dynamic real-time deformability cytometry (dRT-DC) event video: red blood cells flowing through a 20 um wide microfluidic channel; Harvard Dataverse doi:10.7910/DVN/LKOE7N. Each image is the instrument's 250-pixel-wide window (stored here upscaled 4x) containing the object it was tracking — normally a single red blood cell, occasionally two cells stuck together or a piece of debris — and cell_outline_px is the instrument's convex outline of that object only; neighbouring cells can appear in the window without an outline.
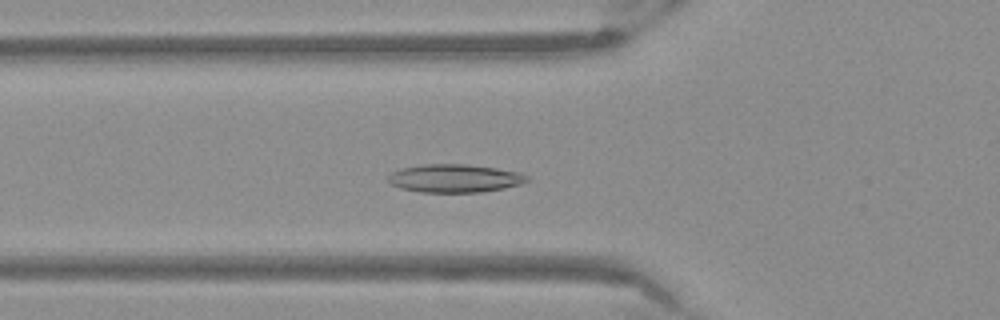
{"species": "Egyptian fruit bat (a non-hibernating species)", "species_latin": "Rousettus aegyptiacus", "temperature_condition": "warm", "stored_images_in_passage": 52, "camera_frame_rate_fps": 3000, "um_per_image_px": 0.085, "frame": {"image": 1, "passage_image": 18, "time_ms": 5.667, "image_size_px": [1000, 320], "cell_outline_px": [[528, 180], [520, 184], [504, 188], [484, 192], [420, 192], [400, 188], [392, 184], [388, 180], [388, 176], [392, 172], [404, 168], [424, 164], [464, 164], [496, 168], [516, 172], [528, 176]], "centroid_in_image_um": [38.64, 15.16], "position_along_channel_um": 87.2, "area_um2": 22.54}}
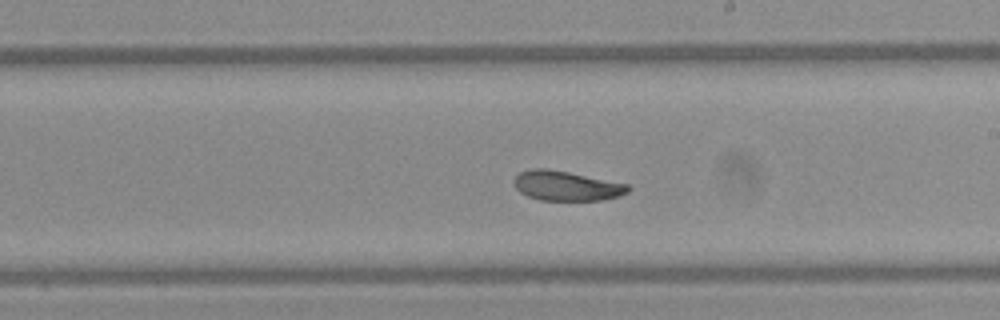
{"frame": {"image": 2, "passage_image": 30, "time_ms": 9.667, "image_size_px": [1000, 320], "cell_outline_px": [[632, 188], [628, 192], [620, 196], [600, 200], [540, 200], [528, 196], [520, 192], [512, 184], [512, 180], [520, 172], [532, 168], [544, 168], [568, 172], [628, 184]], "centroid_in_image_um": [48.13, 15.8], "position_along_channel_um": 240.9, "area_um2": 19.77}}
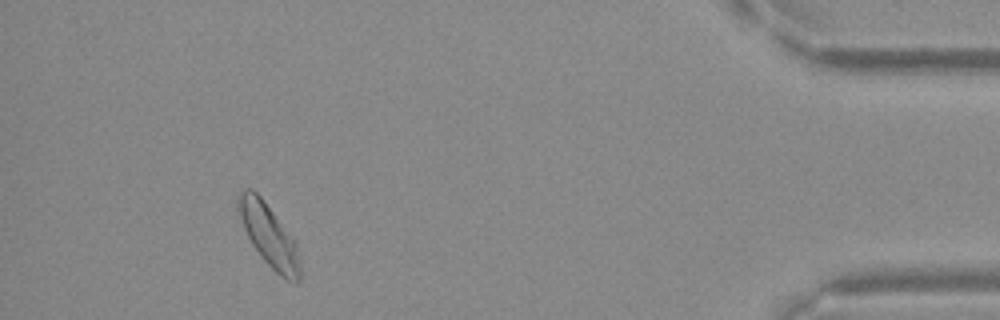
{"frame": {"image": 3, "passage_image": 48, "time_ms": 15.667, "image_size_px": [1000, 320], "cell_outline_px": [[300, 280], [296, 284], [280, 276], [260, 256], [252, 244], [244, 228], [236, 208], [236, 200], [240, 192], [244, 188], [252, 188], [260, 196], [292, 236], [296, 244], [300, 256]], "centroid_in_image_um": [22.85, 20.01], "position_along_channel_um": 412.3, "area_um2": 22.43}}